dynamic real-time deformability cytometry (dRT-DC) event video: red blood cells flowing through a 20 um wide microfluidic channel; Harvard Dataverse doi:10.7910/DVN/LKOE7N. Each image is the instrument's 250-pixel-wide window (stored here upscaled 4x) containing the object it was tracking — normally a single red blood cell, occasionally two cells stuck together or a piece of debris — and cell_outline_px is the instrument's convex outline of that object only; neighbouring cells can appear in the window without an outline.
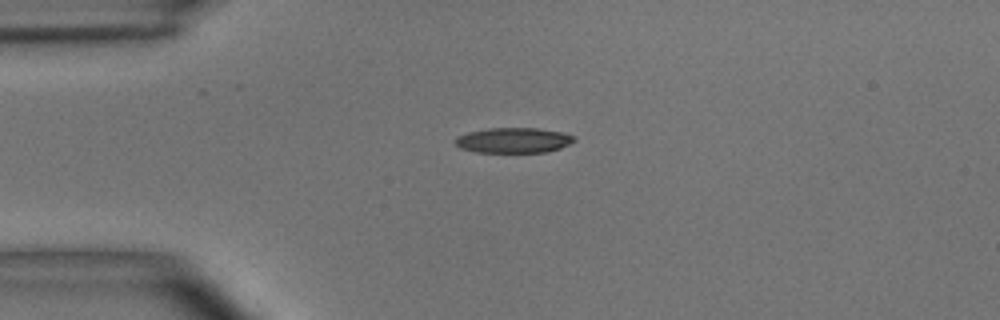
{"species": "common noctule bat (a hibernating species)", "species_latin": "Nyctalus noctula", "temperature_condition": "room temperature", "stored_images_in_passage": 42, "camera_frame_rate_fps": 3000, "um_per_image_px": 0.085, "animal": {"sex": "male", "body_mass_g": 15.6}, "frame": {"image": 1, "passage_image": 1, "time_ms": 0.0, "image_size_px": [1000, 320], "cell_outline_px": [[576, 140], [560, 148], [548, 152], [476, 152], [460, 148], [452, 140], [456, 136], [468, 132], [488, 128], [536, 128], [564, 132], [572, 136]], "centroid_in_image_um": [43.61, 11.92], "position_along_channel_um": 41.4, "area_um2": 17.57}}
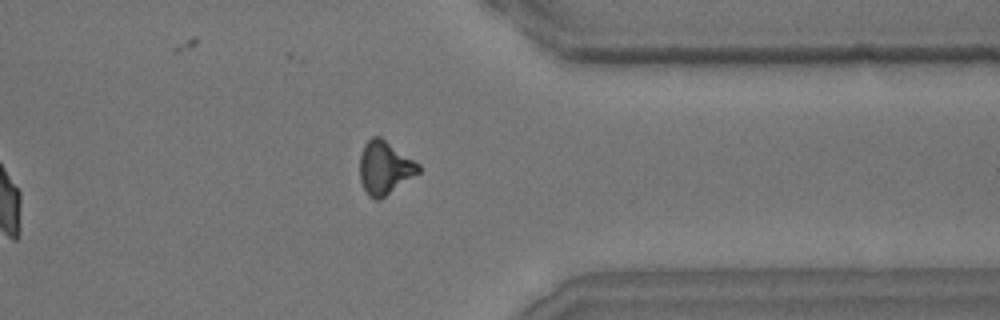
{"frame": {"image": 2, "passage_image": 31, "time_ms": 10.0, "image_size_px": [1000, 320], "cell_outline_px": [[420, 172], [380, 200], [376, 200], [368, 196], [360, 180], [360, 152], [364, 144], [372, 136], [380, 136], [420, 164]], "centroid_in_image_um": [32.69, 14.26], "position_along_channel_um": 378.7, "area_um2": 18.26}}
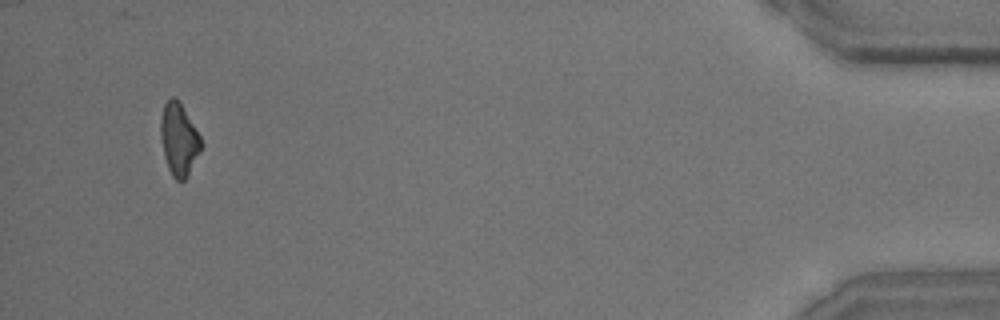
{"frame": {"image": 3, "passage_image": 40, "time_ms": 13.0, "image_size_px": [1000, 320], "cell_outline_px": [[200, 148], [188, 176], [184, 180], [176, 180], [172, 176], [168, 168], [164, 156], [160, 136], [160, 120], [164, 104], [172, 96], [176, 96], [180, 100], [200, 136]], "centroid_in_image_um": [15.17, 11.8], "position_along_channel_um": 420.0, "area_um2": 16.94}, "authors_computed_cell_mechanics": {"area_um2": 18.1781, "velocity_mm_per_s": 3.6612, "shape_relaxation_time_tau1_ms": 9.2906, "shape_relaxation_time_tau2_ms": 7.409, "deformation_change_tau1": 0.2134, "deformation_change_tau2": 0.1909}}